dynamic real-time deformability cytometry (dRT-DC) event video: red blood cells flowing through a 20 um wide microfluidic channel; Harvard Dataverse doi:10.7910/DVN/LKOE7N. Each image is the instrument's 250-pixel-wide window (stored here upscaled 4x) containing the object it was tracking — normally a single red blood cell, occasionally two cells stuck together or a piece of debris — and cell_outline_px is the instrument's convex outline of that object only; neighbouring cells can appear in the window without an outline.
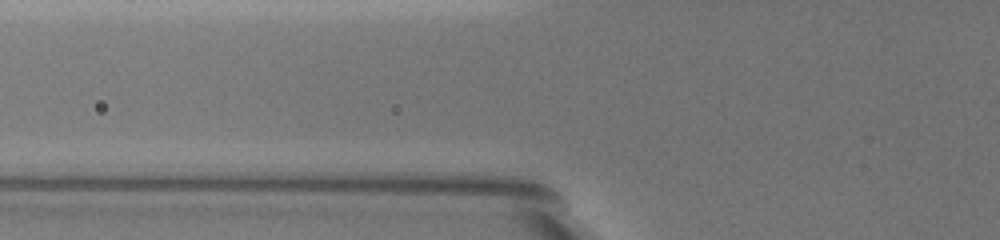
{"species": "common noctule bat (a hibernating species)", "species_latin": "Nyctalus noctula", "temperature_condition": "warm", "stored_images_in_passage": 3, "camera_frame_rate_fps": 3000, "um_per_image_px": 0.085, "animal": {"sex": "female", "body_mass_g": 19.5, "forearm_length_mm": 54.1}, "frame": {"image": 1, "passage_image": 2, "time_ms": 0.333, "image_size_px": [1000, 240], "cell_outline_px": [[696, 164], [688, 176], [684, 180], [604, 100], [596, 88], [596, 76], [604, 72], [624, 80], [644, 96], [680, 132]], "centroid_in_image_um": [54.98, 10.41], "position_along_channel_um": 70.8, "area_um2": 26.59}}